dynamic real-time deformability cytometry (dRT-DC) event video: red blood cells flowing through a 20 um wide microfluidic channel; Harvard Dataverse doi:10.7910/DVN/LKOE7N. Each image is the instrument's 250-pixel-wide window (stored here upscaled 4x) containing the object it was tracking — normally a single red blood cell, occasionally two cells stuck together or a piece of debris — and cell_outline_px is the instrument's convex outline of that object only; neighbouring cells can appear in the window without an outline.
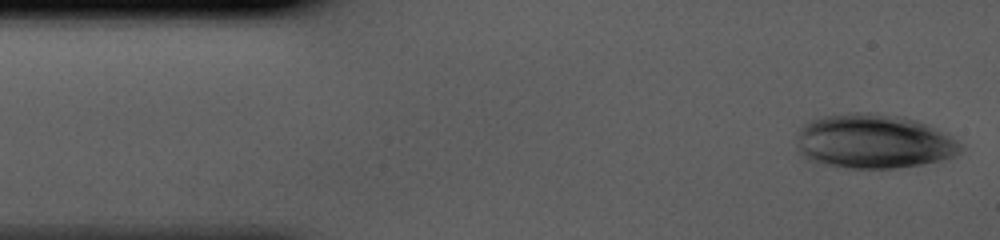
{"species": "human", "species_latin": "Homo sapiens", "temperature_condition": "cold", "stored_images_in_passage": 41, "camera_frame_rate_fps": 3000, "um_per_image_px": 0.085, "donor": {"sex": "male"}, "frame": {"image": 1, "passage_image": 1, "time_ms": 0.0, "image_size_px": [1000, 240], "cell_outline_px": [[960, 152], [956, 156], [924, 164], [896, 168], [848, 168], [820, 164], [808, 160], [800, 156], [796, 148], [796, 132], [808, 120], [824, 116], [848, 112], [872, 112], [904, 116], [916, 120], [948, 136], [960, 144]], "centroid_in_image_um": [74.14, 12.02], "position_along_channel_um": 10.9, "area_um2": 52.37}}
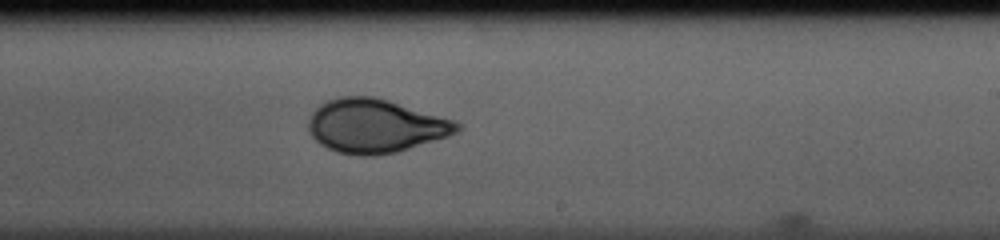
{"frame": {"image": 2, "passage_image": 24, "time_ms": 7.667, "image_size_px": [1000, 240], "cell_outline_px": [[460, 132], [448, 136], [396, 152], [376, 156], [360, 156], [336, 152], [320, 144], [312, 136], [308, 128], [308, 120], [312, 112], [320, 104], [328, 100], [340, 96], [372, 96], [388, 100], [456, 120], [460, 124]], "centroid_in_image_um": [31.9, 10.7], "position_along_channel_um": 257.1, "area_um2": 46.64}}
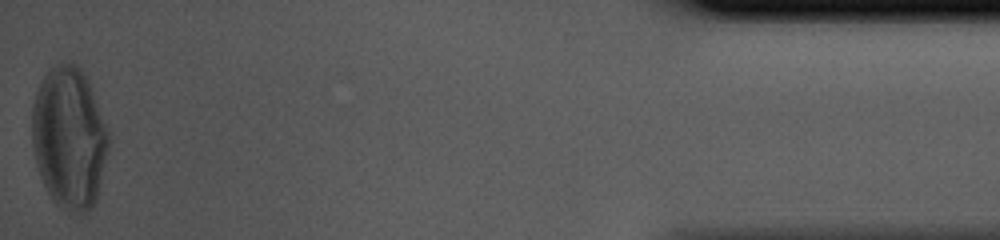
{"frame": {"image": 3, "passage_image": 41, "time_ms": 13.333, "image_size_px": [1000, 240], "cell_outline_px": [[108, 152], [96, 200], [92, 208], [88, 212], [80, 216], [60, 208], [52, 200], [40, 176], [36, 164], [32, 144], [32, 108], [36, 92], [48, 68], [60, 64], [76, 64], [80, 68], [88, 80], [108, 132]], "centroid_in_image_um": [5.87, 11.77], "position_along_channel_um": 429.3, "area_um2": 63.23}}